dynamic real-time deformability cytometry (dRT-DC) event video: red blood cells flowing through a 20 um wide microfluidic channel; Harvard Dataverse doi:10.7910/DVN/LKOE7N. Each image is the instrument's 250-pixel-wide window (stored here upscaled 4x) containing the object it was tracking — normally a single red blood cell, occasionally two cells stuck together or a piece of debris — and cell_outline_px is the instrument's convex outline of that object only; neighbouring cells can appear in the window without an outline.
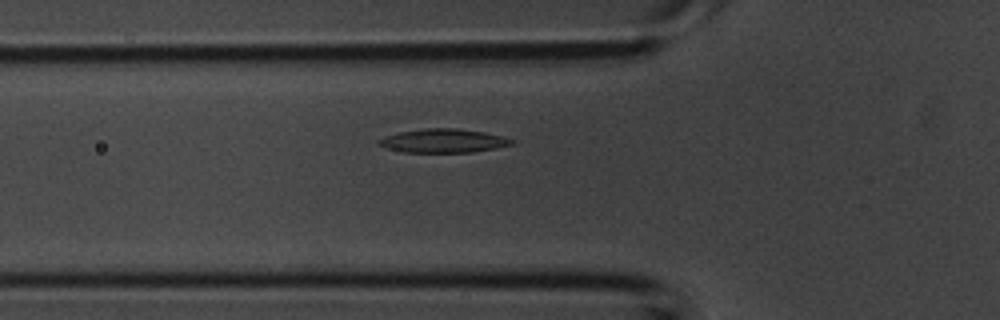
{"species": "common noctule bat (a hibernating species)", "species_latin": "Nyctalus noctula", "temperature_condition": "room temperature", "stored_images_in_passage": 4, "camera_frame_rate_fps": 3000, "um_per_image_px": 0.085, "animal": {"sex": "male", "body_mass_g": 20.1, "forearm_length_mm": 53.5}, "frame": {"image": 1, "passage_image": 4, "time_ms": 1.0, "image_size_px": [1000, 320], "cell_outline_px": [[516, 144], [496, 148], [472, 152], [404, 152], [388, 148], [376, 144], [376, 140], [384, 136], [400, 132], [428, 128], [456, 128], [484, 132], [504, 136], [516, 140]], "centroid_in_image_um": [37.72, 11.96], "position_along_channel_um": 88.1, "area_um2": 18.5}}